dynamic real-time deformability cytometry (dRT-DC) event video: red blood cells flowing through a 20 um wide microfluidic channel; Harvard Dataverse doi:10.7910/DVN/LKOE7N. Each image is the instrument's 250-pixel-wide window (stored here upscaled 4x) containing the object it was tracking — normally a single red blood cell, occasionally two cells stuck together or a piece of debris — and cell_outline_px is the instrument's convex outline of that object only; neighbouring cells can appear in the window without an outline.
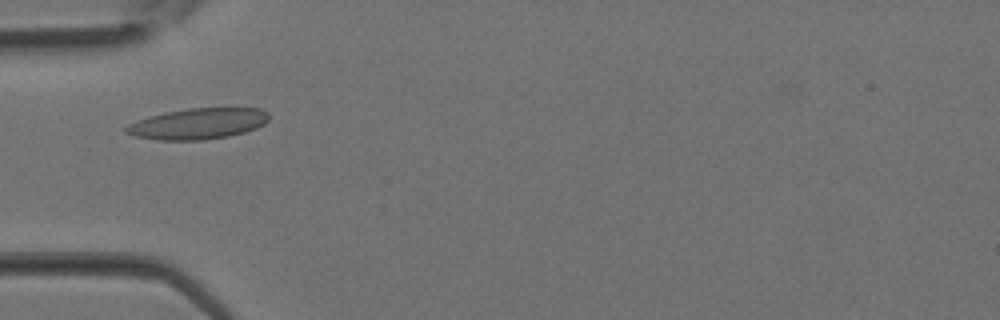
{"species": "Egyptian fruit bat (a non-hibernating species)", "species_latin": "Rousettus aegyptiacus", "temperature_condition": "room temperature", "stored_images_in_passage": 25, "camera_frame_rate_fps": 3000, "um_per_image_px": 0.085, "animal": {"sex": "female"}, "frame": {"image": 1, "passage_image": 6, "time_ms": 1.667, "image_size_px": [1000, 320], "cell_outline_px": [[268, 120], [264, 124], [256, 128], [244, 132], [228, 136], [204, 140], [156, 140], [136, 136], [124, 132], [124, 128], [128, 124], [152, 116], [168, 112], [188, 108], [260, 108], [268, 112]], "centroid_in_image_um": [16.85, 10.52], "position_along_channel_um": 68.1, "area_um2": 25.55}}
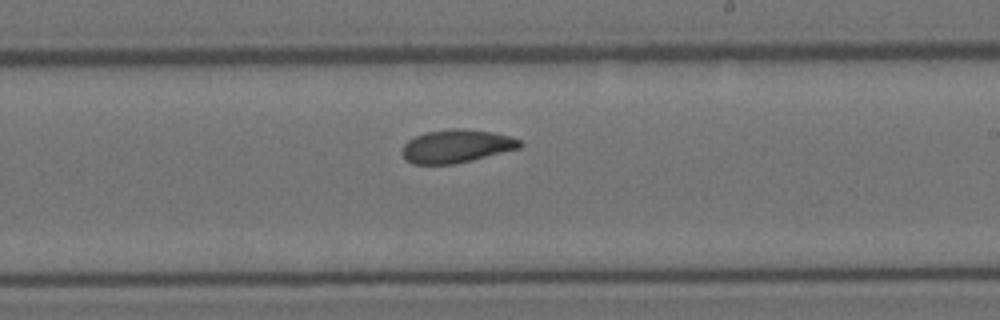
{"frame": {"image": 2, "passage_image": 16, "time_ms": 5.0, "image_size_px": [1000, 320], "cell_outline_px": [[524, 144], [520, 148], [472, 160], [452, 164], [412, 164], [404, 156], [404, 144], [408, 140], [424, 132], [456, 128], [460, 128], [492, 132], [512, 136], [520, 140]], "centroid_in_image_um": [38.85, 12.41], "position_along_channel_um": 250.2, "area_um2": 22.6}}
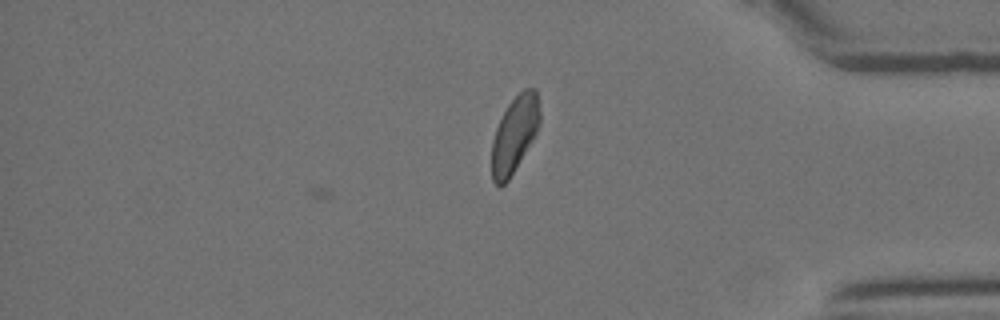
{"frame": {"image": 3, "passage_image": 25, "time_ms": 8.0, "image_size_px": [1000, 320], "cell_outline_px": [[540, 124], [532, 140], [508, 180], [500, 188], [492, 180], [492, 140], [496, 128], [508, 104], [524, 88], [536, 88], [540, 112]], "centroid_in_image_um": [43.73, 11.41], "position_along_channel_um": 391.5, "area_um2": 21.1}}